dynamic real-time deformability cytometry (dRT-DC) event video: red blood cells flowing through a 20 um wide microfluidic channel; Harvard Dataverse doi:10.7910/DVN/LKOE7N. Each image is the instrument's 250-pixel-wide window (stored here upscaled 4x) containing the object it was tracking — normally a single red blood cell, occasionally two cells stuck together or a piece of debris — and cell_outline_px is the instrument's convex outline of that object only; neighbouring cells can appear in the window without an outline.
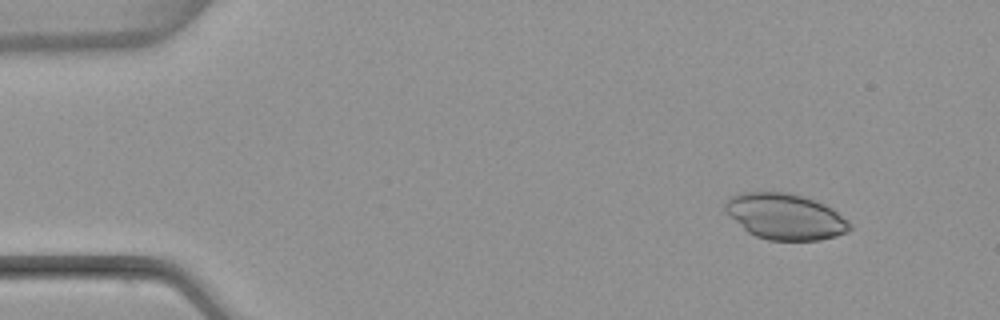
{"species": "common noctule bat (a hibernating species)", "species_latin": "Nyctalus noctula", "temperature_condition": "warm", "stored_images_in_passage": 3, "camera_frame_rate_fps": 3000, "um_per_image_px": 0.085, "animal": {"sex": "female", "body_mass_g": 22.7, "forearm_length_mm": 54.2}, "frame": {"image": 1, "passage_image": 1, "time_ms": 0.0, "image_size_px": [1000, 320], "cell_outline_px": [[852, 228], [848, 232], [836, 236], [820, 240], [768, 240], [756, 236], [748, 232], [728, 216], [724, 212], [724, 204], [736, 192], [788, 192], [804, 196], [824, 204], [832, 208], [848, 220], [852, 224]], "centroid_in_image_um": [66.74, 18.4], "position_along_channel_um": 18.3, "area_um2": 33.64}}